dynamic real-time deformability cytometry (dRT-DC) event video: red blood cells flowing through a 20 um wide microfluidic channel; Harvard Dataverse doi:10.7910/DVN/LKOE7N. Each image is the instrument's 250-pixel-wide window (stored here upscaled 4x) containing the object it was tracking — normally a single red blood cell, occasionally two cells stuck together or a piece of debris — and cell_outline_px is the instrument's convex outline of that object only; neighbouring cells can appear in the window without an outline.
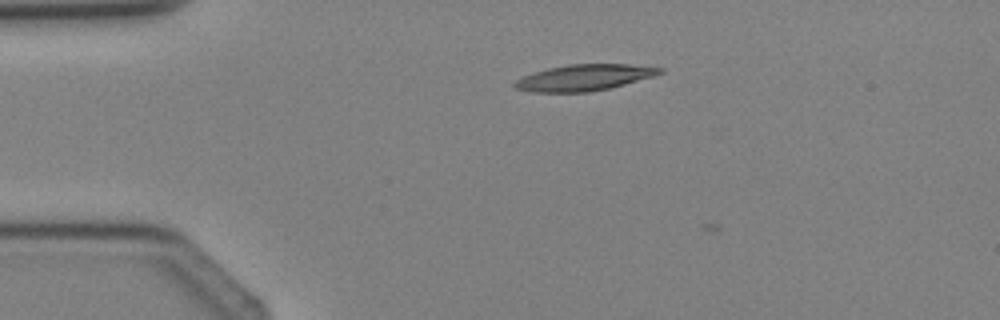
{"species": "Egyptian fruit bat (a non-hibernating species)", "species_latin": "Rousettus aegyptiacus", "temperature_condition": "cold", "stored_images_in_passage": 5, "camera_frame_rate_fps": 3000, "um_per_image_px": 0.085, "animal": {"sex": "female"}, "frame": {"image": 1, "passage_image": 3, "time_ms": 2.333, "image_size_px": [1000, 320], "cell_outline_px": [[664, 72], [652, 76], [624, 84], [608, 88], [588, 92], [532, 92], [516, 88], [512, 84], [516, 80], [524, 76], [548, 68], [568, 64], [628, 64], [664, 68]], "centroid_in_image_um": [49.65, 6.59], "position_along_channel_um": 35.4, "area_um2": 21.85}}
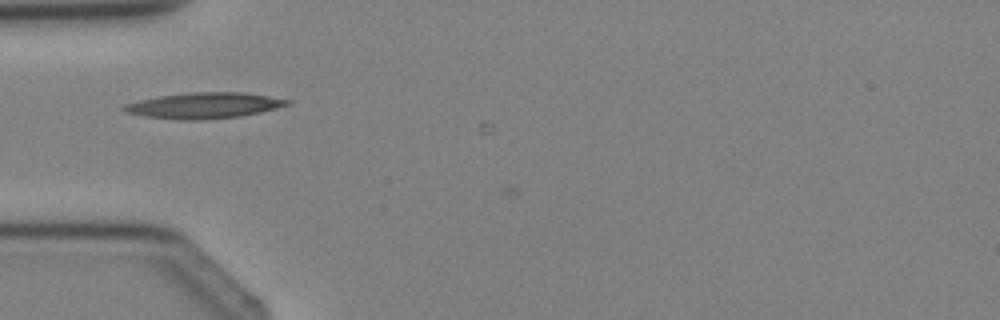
{"frame": {"image": 2, "passage_image": 4, "time_ms": 3.667, "image_size_px": [1000, 320], "cell_outline_px": [[292, 104], [260, 112], [240, 116], [204, 120], [176, 120], [144, 116], [124, 112], [120, 108], [124, 104], [140, 100], [160, 96], [192, 92], [240, 92], [268, 96], [292, 100]], "centroid_in_image_um": [17.33, 8.97], "position_along_channel_um": 67.7, "area_um2": 24.68}}